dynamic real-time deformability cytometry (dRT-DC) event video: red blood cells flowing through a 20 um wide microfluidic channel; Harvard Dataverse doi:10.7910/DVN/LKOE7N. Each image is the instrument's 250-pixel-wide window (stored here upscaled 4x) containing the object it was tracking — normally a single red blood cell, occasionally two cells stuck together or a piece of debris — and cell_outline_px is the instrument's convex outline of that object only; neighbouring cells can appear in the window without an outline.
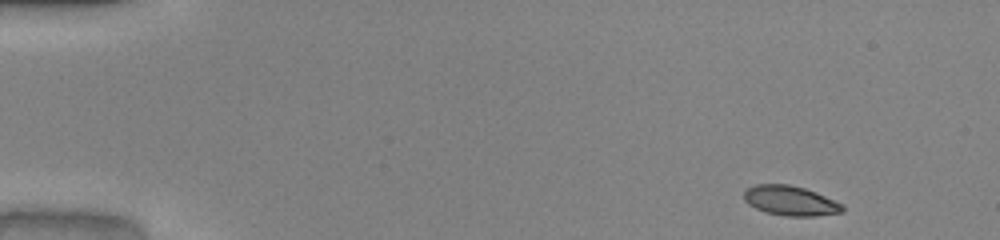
{"species": "common noctule bat (a hibernating species)", "species_latin": "Nyctalus noctula", "temperature_condition": "warm", "stored_images_in_passage": 47, "camera_frame_rate_fps": 3000, "um_per_image_px": 0.085, "animal": {"sex": "male", "body_mass_g": 20.0, "forearm_length_mm": 53.3}, "frame": {"image": 1, "passage_image": 1, "time_ms": 0.0, "image_size_px": [1000, 240], "cell_outline_px": [[844, 212], [816, 216], [784, 216], [764, 212], [748, 204], [744, 200], [744, 192], [748, 188], [756, 184], [788, 184], [804, 188], [816, 192], [844, 204]], "centroid_in_image_um": [67.2, 17.07], "position_along_channel_um": 17.8, "area_um2": 17.22}}
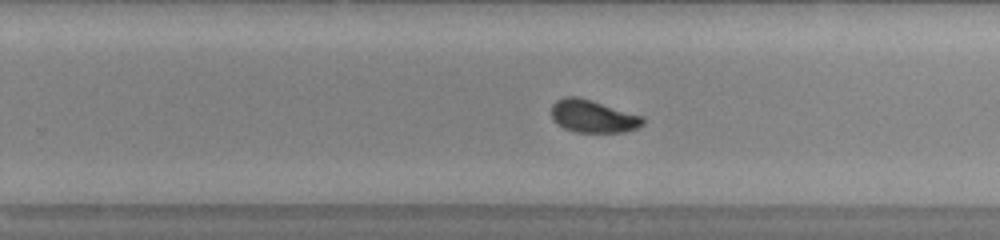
{"frame": {"image": 2, "passage_image": 29, "time_ms": 9.333, "image_size_px": [1000, 240], "cell_outline_px": [[644, 124], [636, 128], [624, 132], [576, 132], [564, 128], [556, 124], [552, 120], [552, 104], [556, 100], [564, 96], [576, 96], [644, 116]], "centroid_in_image_um": [50.38, 9.89], "position_along_channel_um": 279.4, "area_um2": 17.4}}
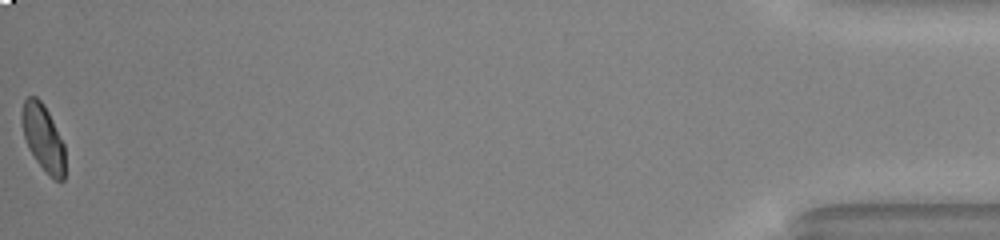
{"frame": {"image": 3, "passage_image": 47, "time_ms": 15.333, "image_size_px": [1000, 240], "cell_outline_px": [[64, 180], [56, 180], [36, 160], [28, 148], [24, 136], [20, 120], [20, 116], [24, 100], [28, 96], [36, 96], [44, 104], [64, 144]], "centroid_in_image_um": [3.63, 11.65], "position_along_channel_um": 431.6, "area_um2": 16.47}, "authors_computed_cell_mechanics": {"area_um2": 17.4556, "velocity_mm_per_s": 4.0903, "shape_relaxation_time_tau1_ms": 3.0761, "shape_relaxation_time_tau2_ms": 0.6646, "deformation_change_tau1": 0.1496, "deformation_change_tau2": 0.0453}}